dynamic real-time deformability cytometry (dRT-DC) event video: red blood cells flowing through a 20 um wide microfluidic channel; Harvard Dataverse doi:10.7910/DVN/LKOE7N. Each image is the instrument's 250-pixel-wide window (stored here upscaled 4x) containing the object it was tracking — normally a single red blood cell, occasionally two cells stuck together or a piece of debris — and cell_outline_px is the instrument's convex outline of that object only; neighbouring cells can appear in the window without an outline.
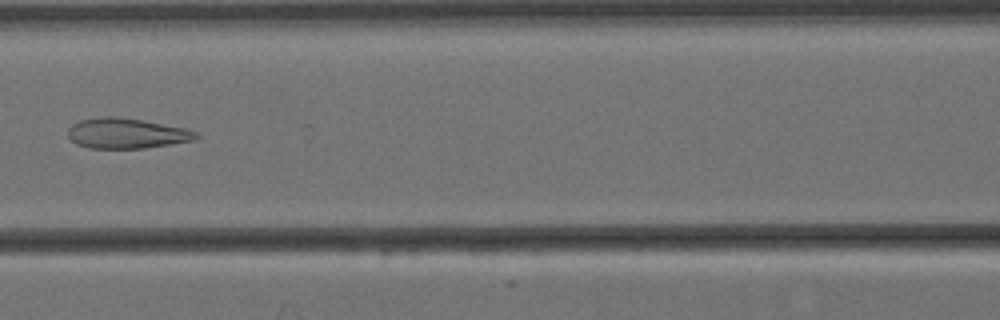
{"species": "Egyptian fruit bat (a non-hibernating species)", "species_latin": "Rousettus aegyptiacus", "temperature_condition": "cold", "stored_images_in_passage": 8, "camera_frame_rate_fps": 3000, "um_per_image_px": 0.085, "animal": {"sex": "female"}, "frame": {"image": 1, "passage_image": 7, "time_ms": 2.0, "image_size_px": [1000, 320], "cell_outline_px": [[200, 136], [192, 140], [144, 148], [88, 148], [76, 144], [68, 136], [68, 128], [72, 124], [80, 120], [100, 116], [116, 116], [140, 120], [184, 128], [196, 132]], "centroid_in_image_um": [10.69, 11.33], "position_along_channel_um": 155.9, "area_um2": 22.37}}